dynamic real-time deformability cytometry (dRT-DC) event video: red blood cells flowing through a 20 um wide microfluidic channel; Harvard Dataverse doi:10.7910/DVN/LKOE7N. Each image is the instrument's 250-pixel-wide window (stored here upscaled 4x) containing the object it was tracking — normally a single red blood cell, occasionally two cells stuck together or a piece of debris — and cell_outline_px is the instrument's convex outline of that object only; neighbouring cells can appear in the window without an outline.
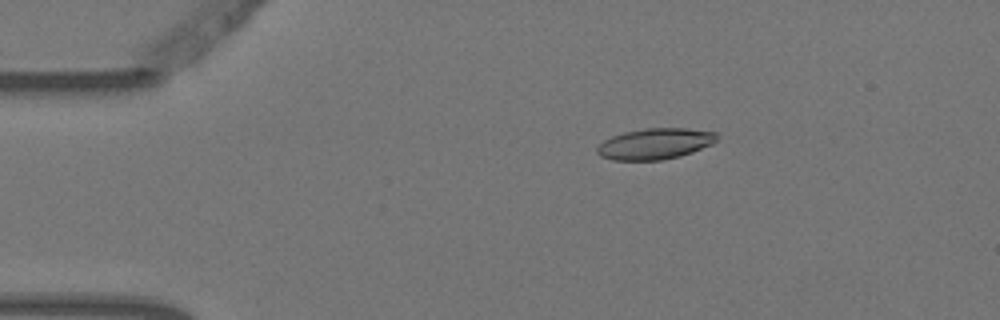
{"species": "Egyptian fruit bat (a non-hibernating species)", "species_latin": "Rousettus aegyptiacus", "temperature_condition": "warm", "stored_images_in_passage": 6, "camera_frame_rate_fps": 3000, "um_per_image_px": 0.085, "animal": {"sex": "female"}, "frame": {"image": 1, "passage_image": 3, "time_ms": 0.667, "image_size_px": [1000, 320], "cell_outline_px": [[716, 140], [712, 144], [692, 152], [680, 156], [660, 160], [612, 160], [600, 156], [596, 152], [596, 148], [604, 140], [612, 136], [624, 132], [644, 128], [684, 128], [716, 132]], "centroid_in_image_um": [55.65, 12.22], "position_along_channel_um": 29.4, "area_um2": 21.56}}
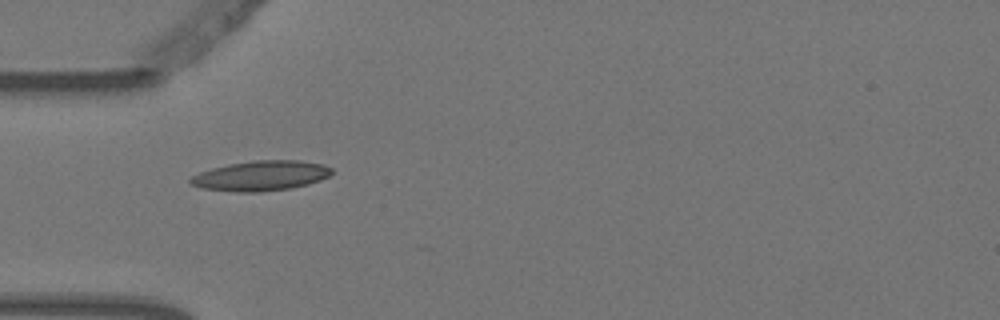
{"frame": {"image": 2, "passage_image": 5, "time_ms": 1.333, "image_size_px": [1000, 320], "cell_outline_px": [[332, 172], [328, 176], [320, 180], [308, 184], [288, 188], [260, 192], [236, 192], [204, 188], [188, 184], [188, 180], [192, 176], [200, 172], [212, 168], [228, 164], [252, 160], [300, 160], [324, 164], [332, 168]], "centroid_in_image_um": [22.16, 14.93], "position_along_channel_um": 62.8, "area_um2": 24.74}}
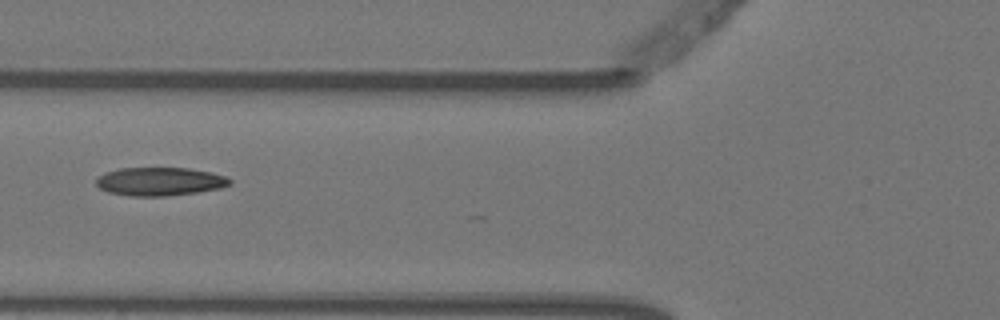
{"frame": {"image": 3, "passage_image": 6, "time_ms": 1.667, "image_size_px": [1000, 320], "cell_outline_px": [[232, 184], [220, 188], [196, 192], [168, 196], [128, 196], [108, 192], [100, 188], [96, 184], [96, 176], [104, 172], [120, 168], [188, 168], [212, 172], [228, 176], [232, 180]], "centroid_in_image_um": [13.58, 15.42], "position_along_channel_um": 112.2, "area_um2": 22.37}}